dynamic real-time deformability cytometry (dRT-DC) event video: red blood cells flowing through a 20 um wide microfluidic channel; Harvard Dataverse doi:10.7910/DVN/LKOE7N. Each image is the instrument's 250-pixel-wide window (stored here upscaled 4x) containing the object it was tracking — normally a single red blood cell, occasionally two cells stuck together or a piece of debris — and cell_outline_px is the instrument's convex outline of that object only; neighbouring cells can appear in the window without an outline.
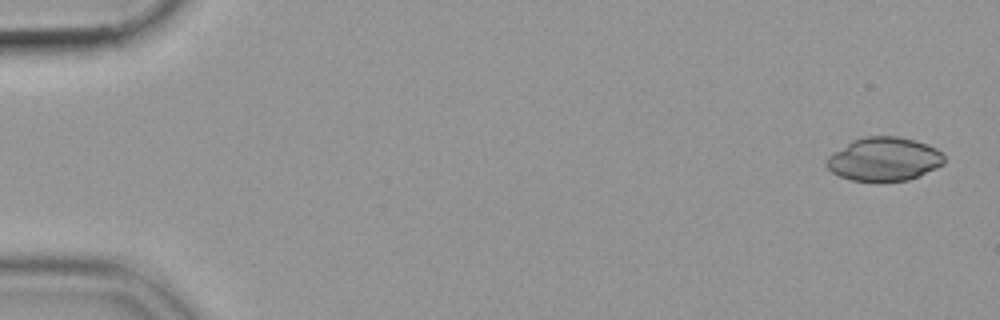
{"species": "common noctule bat (a hibernating species)", "species_latin": "Nyctalus noctula", "temperature_condition": "cold", "stored_images_in_passage": 15, "camera_frame_rate_fps": 3000, "um_per_image_px": 0.085, "animal": {"sex": "female", "body_mass_g": 19.9}, "frame": {"image": 1, "passage_image": 1, "time_ms": 0.0, "image_size_px": [1000, 320], "cell_outline_px": [[944, 164], [936, 168], [908, 180], [880, 184], [876, 184], [852, 180], [840, 176], [832, 172], [824, 164], [828, 156], [832, 152], [852, 140], [864, 136], [896, 136], [916, 140], [928, 144], [936, 148], [944, 156]], "centroid_in_image_um": [75.11, 13.55], "position_along_channel_um": 9.9, "area_um2": 30.63}}
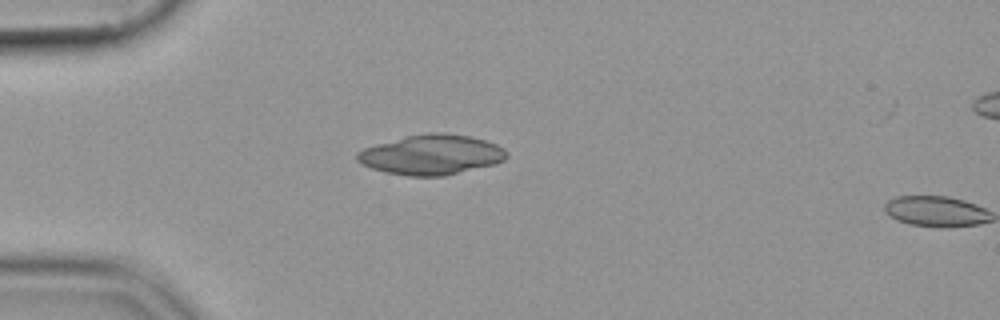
{"frame": {"image": 2, "passage_image": 14, "time_ms": 4.333, "image_size_px": [1000, 320], "cell_outline_px": [[508, 156], [504, 160], [496, 164], [444, 176], [408, 176], [384, 172], [360, 164], [356, 160], [356, 152], [364, 148], [376, 144], [408, 136], [428, 132], [444, 132], [472, 136], [496, 144], [504, 148], [508, 152]], "centroid_in_image_um": [36.68, 13.15], "position_along_channel_um": 48.3, "area_um2": 35.08}}